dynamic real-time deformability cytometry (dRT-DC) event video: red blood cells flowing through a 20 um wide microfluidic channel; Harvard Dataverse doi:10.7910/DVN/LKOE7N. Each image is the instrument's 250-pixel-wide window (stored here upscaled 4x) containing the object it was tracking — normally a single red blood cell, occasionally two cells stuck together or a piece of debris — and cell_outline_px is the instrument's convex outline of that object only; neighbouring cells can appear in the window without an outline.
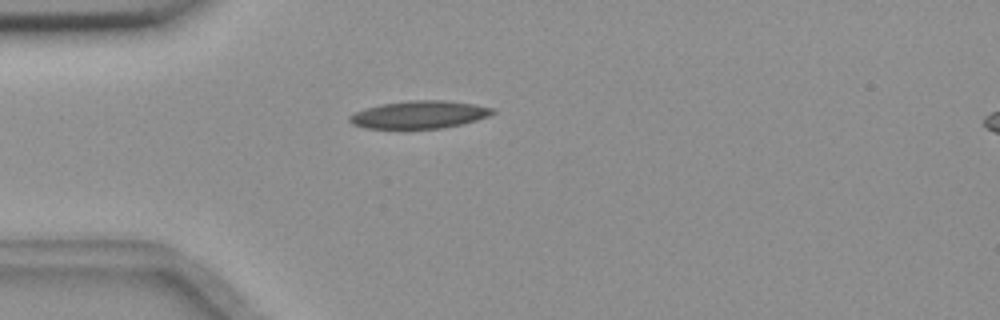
{"species": "common noctule bat (a hibernating species)", "species_latin": "Nyctalus noctula", "temperature_condition": "room temperature", "stored_images_in_passage": 2, "camera_frame_rate_fps": 3000, "um_per_image_px": 0.085, "animal": {"sex": "female", "body_mass_g": 18.4}, "frame": {"image": 1, "passage_image": 1, "time_ms": 0.0, "image_size_px": [1000, 320], "cell_outline_px": [[496, 112], [488, 116], [476, 120], [444, 128], [404, 132], [364, 128], [352, 124], [348, 120], [348, 116], [364, 108], [380, 104], [408, 100], [444, 100], [476, 104], [496, 108]], "centroid_in_image_um": [35.59, 9.79], "position_along_channel_um": 49.4, "area_um2": 24.33}}